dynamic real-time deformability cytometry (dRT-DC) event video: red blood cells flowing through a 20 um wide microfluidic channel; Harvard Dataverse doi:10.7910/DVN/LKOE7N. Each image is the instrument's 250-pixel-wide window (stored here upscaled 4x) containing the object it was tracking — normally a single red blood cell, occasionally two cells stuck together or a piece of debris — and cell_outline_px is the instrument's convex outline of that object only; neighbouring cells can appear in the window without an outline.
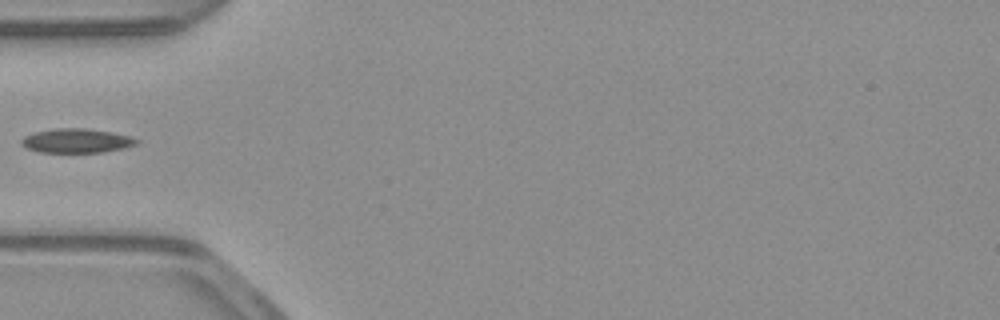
{"species": "common noctule bat (a hibernating species)", "species_latin": "Nyctalus noctula", "temperature_condition": "warm", "stored_images_in_passage": 36, "camera_frame_rate_fps": 3000, "um_per_image_px": 0.085, "animal": {"sex": "male", "body_mass_g": 23.1, "forearm_length_mm": 52.7}, "frame": {"image": 1, "passage_image": 1, "time_ms": 0.0, "image_size_px": [1000, 320], "cell_outline_px": [[140, 140], [136, 144], [124, 148], [100, 152], [40, 152], [28, 148], [20, 144], [20, 140], [24, 136], [36, 132], [56, 128], [84, 128], [112, 132], [128, 136]], "centroid_in_image_um": [6.49, 11.96], "position_along_channel_um": 78.5, "area_um2": 16.07}}
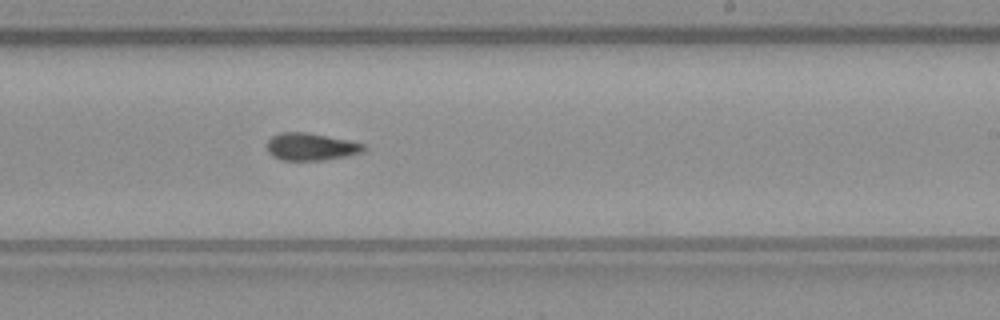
{"frame": {"image": 2, "passage_image": 15, "time_ms": 4.667, "image_size_px": [1000, 320], "cell_outline_px": [[368, 148], [364, 152], [344, 156], [320, 160], [280, 160], [272, 156], [268, 152], [268, 140], [272, 136], [280, 132], [304, 132], [348, 140], [364, 144]], "centroid_in_image_um": [26.42, 12.47], "position_along_channel_um": 262.6, "area_um2": 15.32}}
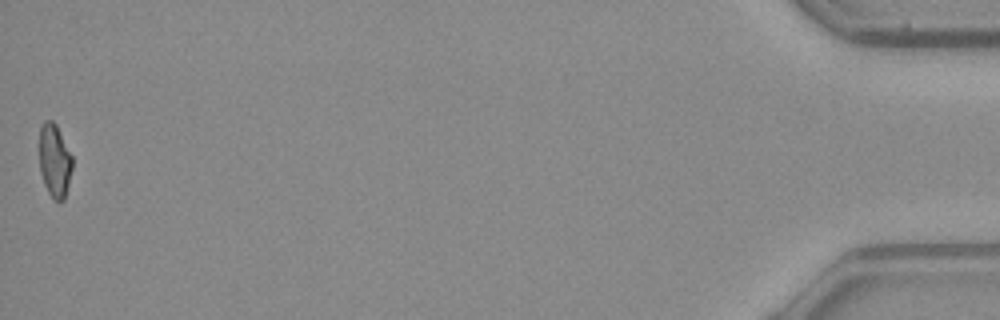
{"frame": {"image": 3, "passage_image": 36, "time_ms": 11.667, "image_size_px": [1000, 320], "cell_outline_px": [[72, 168], [64, 200], [52, 200], [44, 184], [40, 172], [40, 124], [44, 120], [52, 120], [56, 124], [72, 156]], "centroid_in_image_um": [4.63, 13.65], "position_along_channel_um": 430.6, "area_um2": 14.05}}